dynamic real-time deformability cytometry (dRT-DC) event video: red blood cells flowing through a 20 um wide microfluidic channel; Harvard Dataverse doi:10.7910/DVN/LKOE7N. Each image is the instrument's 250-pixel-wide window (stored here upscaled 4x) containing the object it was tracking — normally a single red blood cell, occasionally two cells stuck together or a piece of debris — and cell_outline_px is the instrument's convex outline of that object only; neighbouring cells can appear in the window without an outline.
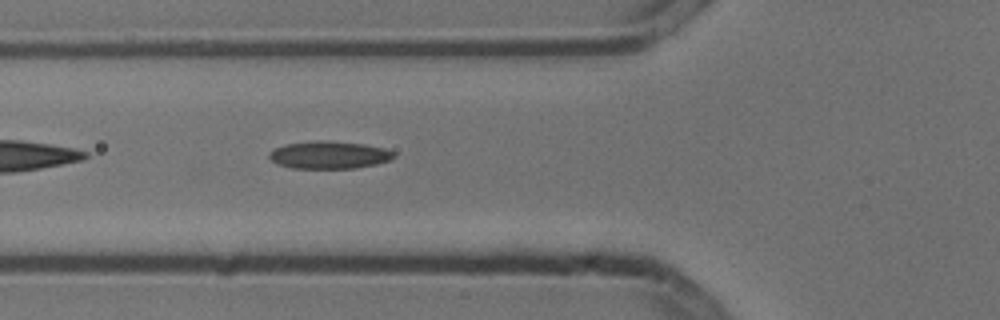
{"species": "common noctule bat (a hibernating species)", "species_latin": "Nyctalus noctula", "temperature_condition": "cold", "stored_images_in_passage": 2, "camera_frame_rate_fps": 3000, "um_per_image_px": 0.085, "animal": {"sex": "male", "body_mass_g": 13.3}, "frame": {"image": 1, "passage_image": 2, "time_ms": 0.333, "image_size_px": [1000, 320], "cell_outline_px": [[396, 156], [392, 160], [376, 164], [356, 168], [292, 168], [276, 164], [268, 156], [268, 152], [284, 144], [316, 140], [328, 140], [364, 144], [384, 148], [392, 152]], "centroid_in_image_um": [27.96, 13.16], "position_along_channel_um": 97.8, "area_um2": 20.17}}